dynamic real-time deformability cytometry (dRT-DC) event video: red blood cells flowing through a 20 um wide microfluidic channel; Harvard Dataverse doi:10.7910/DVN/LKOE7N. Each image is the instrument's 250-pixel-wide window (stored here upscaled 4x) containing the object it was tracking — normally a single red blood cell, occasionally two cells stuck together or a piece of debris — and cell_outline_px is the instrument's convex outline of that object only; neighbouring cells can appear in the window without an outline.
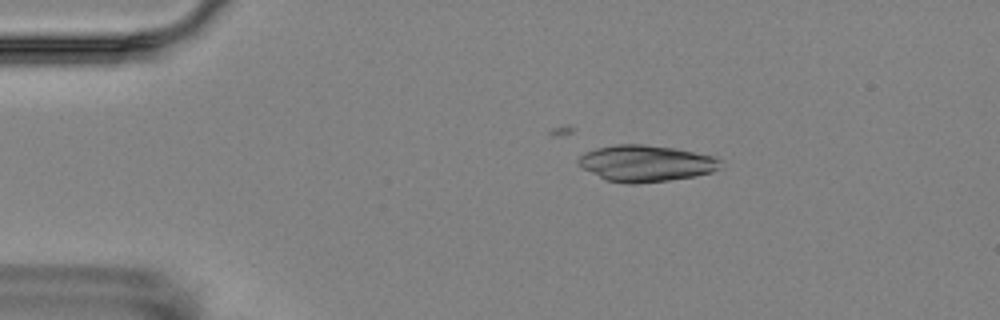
{"species": "Egyptian fruit bat (a non-hibernating species)", "species_latin": "Rousettus aegyptiacus", "temperature_condition": "room temperature", "stored_images_in_passage": 8, "camera_frame_rate_fps": 3000, "um_per_image_px": 0.085, "animal": {"sex": "female"}, "frame": {"image": 1, "passage_image": 3, "time_ms": 2.333, "image_size_px": [1000, 320], "cell_outline_px": [[720, 168], [712, 172], [696, 176], [668, 180], [636, 184], [628, 184], [608, 180], [584, 168], [576, 160], [584, 152], [596, 148], [616, 144], [644, 144], [672, 148], [716, 156], [720, 160]], "centroid_in_image_um": [54.92, 13.88], "position_along_channel_um": 30.1, "area_um2": 29.94}}
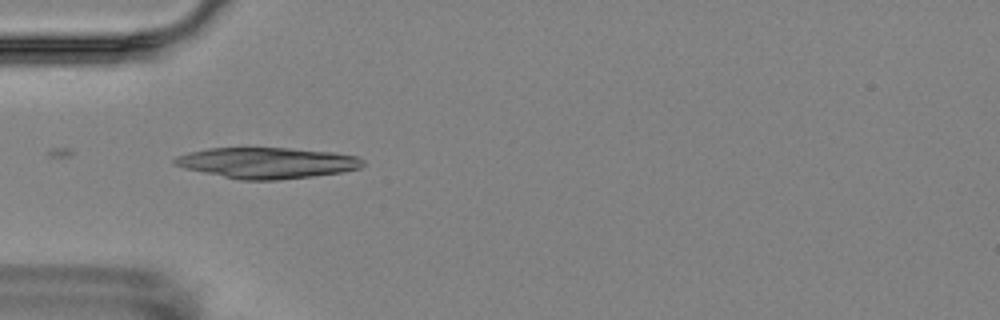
{"frame": {"image": 2, "passage_image": 5, "time_ms": 4.667, "image_size_px": [1000, 320], "cell_outline_px": [[364, 164], [360, 168], [344, 172], [280, 180], [240, 180], [184, 168], [172, 164], [172, 160], [176, 156], [188, 152], [208, 148], [288, 148], [332, 152], [356, 156], [364, 160]], "centroid_in_image_um": [22.68, 13.85], "position_along_channel_um": 62.3, "area_um2": 33.99}}
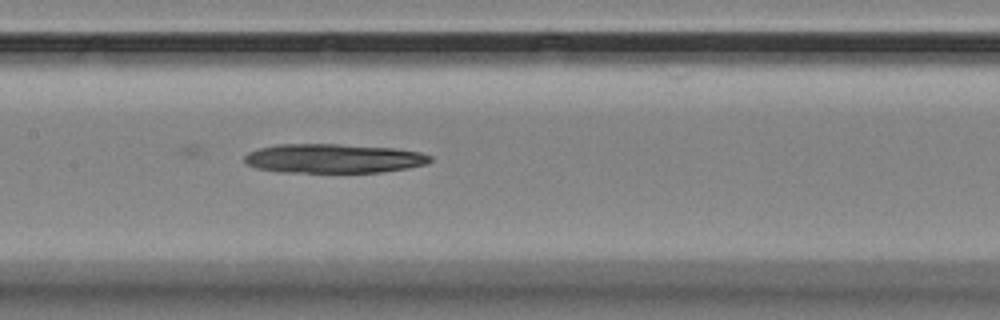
{"frame": {"image": 3, "passage_image": 8, "time_ms": 8.0, "image_size_px": [1000, 320], "cell_outline_px": [[432, 160], [428, 164], [408, 168], [380, 172], [280, 172], [256, 168], [248, 164], [244, 160], [244, 156], [248, 152], [260, 148], [276, 144], [340, 144], [396, 148], [420, 152], [432, 156]], "centroid_in_image_um": [28.37, 13.46], "position_along_channel_um": 179.0, "area_um2": 31.73}}